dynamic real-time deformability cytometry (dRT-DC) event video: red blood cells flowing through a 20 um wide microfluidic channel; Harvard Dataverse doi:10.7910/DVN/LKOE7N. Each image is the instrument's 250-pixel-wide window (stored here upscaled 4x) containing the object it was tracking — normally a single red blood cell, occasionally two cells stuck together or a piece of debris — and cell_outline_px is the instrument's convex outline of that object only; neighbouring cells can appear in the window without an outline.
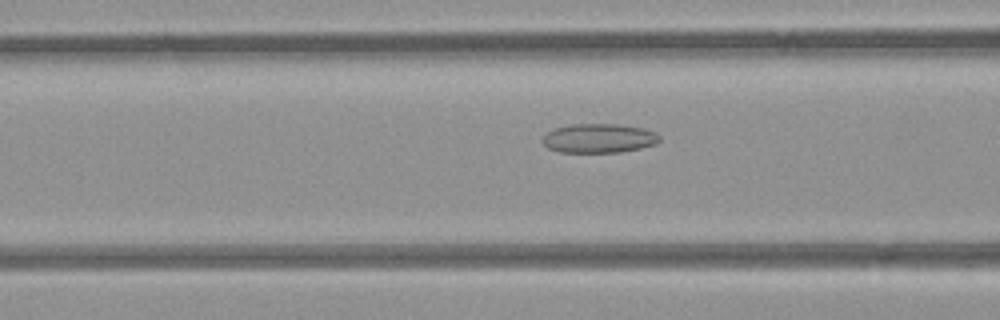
{"species": "common noctule bat (a hibernating species)", "species_latin": "Nyctalus noctula", "temperature_condition": "room temperature", "stored_images_in_passage": 17, "camera_frame_rate_fps": 3000, "um_per_image_px": 0.085, "animal": {"sex": "female", "body_mass_g": 21.9}, "frame": {"image": 1, "passage_image": 5, "time_ms": 1.333, "image_size_px": [1000, 320], "cell_outline_px": [[660, 140], [656, 144], [640, 148], [620, 152], [560, 152], [548, 148], [540, 140], [548, 132], [556, 128], [572, 124], [616, 124], [644, 128], [656, 132], [660, 136]], "centroid_in_image_um": [50.92, 11.75], "position_along_channel_um": 115.7, "area_um2": 19.88}}
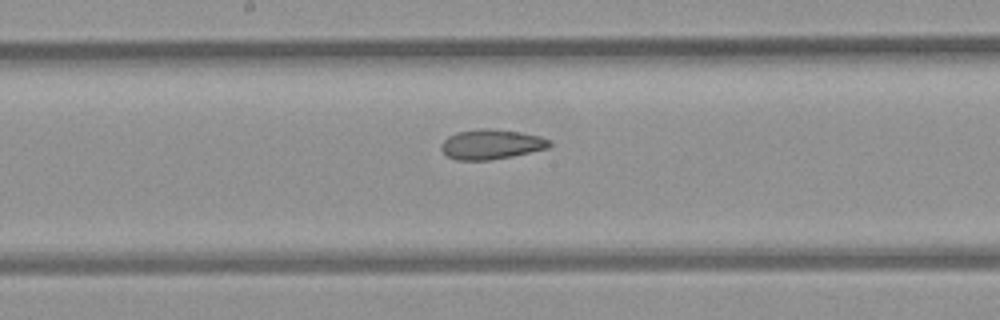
{"frame": {"image": 2, "passage_image": 12, "time_ms": 3.667, "image_size_px": [1000, 320], "cell_outline_px": [[552, 144], [548, 148], [512, 156], [488, 160], [456, 160], [448, 156], [440, 148], [440, 144], [448, 136], [456, 132], [476, 128], [492, 128], [520, 132], [540, 136], [552, 140]], "centroid_in_image_um": [41.75, 12.25], "position_along_channel_um": 206.4, "area_um2": 19.02}}
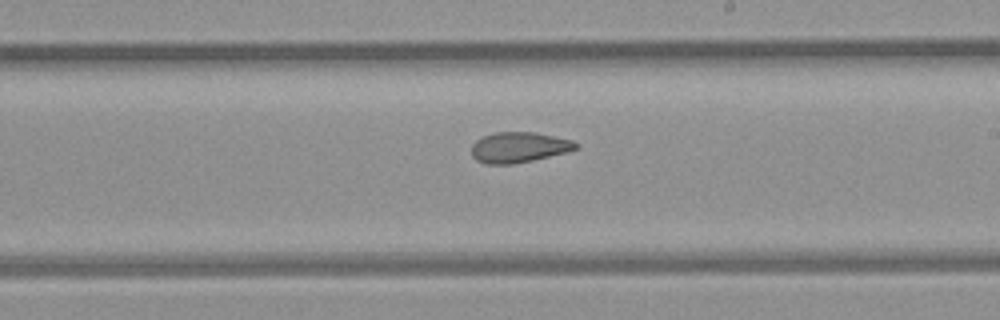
{"frame": {"image": 3, "passage_image": 15, "time_ms": 4.667, "image_size_px": [1000, 320], "cell_outline_px": [[580, 144], [576, 148], [568, 152], [532, 160], [512, 164], [488, 164], [476, 160], [472, 156], [472, 144], [476, 140], [484, 136], [496, 132], [536, 132], [572, 140]], "centroid_in_image_um": [44.11, 12.52], "position_along_channel_um": 244.9, "area_um2": 18.5}}